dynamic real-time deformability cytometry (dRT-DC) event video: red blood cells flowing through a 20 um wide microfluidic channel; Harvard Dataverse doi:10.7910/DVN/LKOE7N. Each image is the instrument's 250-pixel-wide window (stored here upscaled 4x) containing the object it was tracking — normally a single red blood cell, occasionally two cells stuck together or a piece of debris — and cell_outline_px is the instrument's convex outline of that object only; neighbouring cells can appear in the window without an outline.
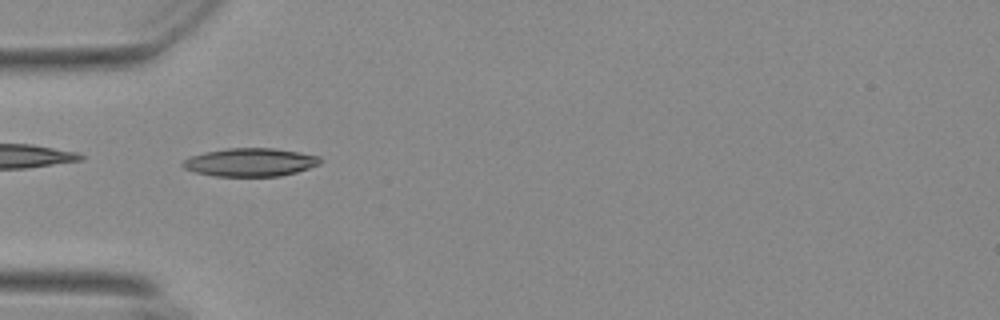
{"species": "Egyptian fruit bat (a non-hibernating species)", "species_latin": "Rousettus aegyptiacus", "temperature_condition": "warm", "stored_images_in_passage": 39, "camera_frame_rate_fps": 3000, "um_per_image_px": 0.085, "animal": {"sex": "female"}, "frame": {"image": 1, "passage_image": 1, "time_ms": 0.0, "image_size_px": [1000, 320], "cell_outline_px": [[320, 164], [296, 172], [280, 176], [216, 176], [196, 172], [184, 168], [180, 164], [184, 160], [192, 156], [204, 152], [228, 148], [276, 148], [300, 152], [320, 156]], "centroid_in_image_um": [21.28, 13.78], "position_along_channel_um": 63.7, "area_um2": 22.54}}
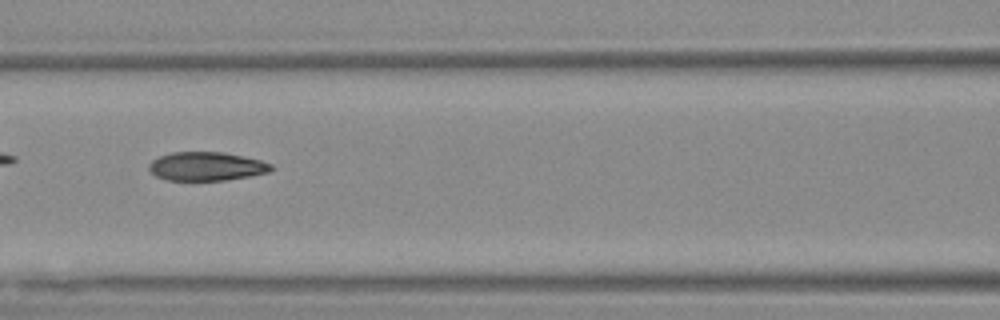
{"frame": {"image": 2, "passage_image": 8, "time_ms": 2.333, "image_size_px": [1000, 320], "cell_outline_px": [[276, 168], [268, 172], [248, 176], [224, 180], [168, 180], [156, 176], [148, 168], [148, 164], [152, 160], [160, 156], [172, 152], [224, 152], [244, 156], [260, 160], [272, 164]], "centroid_in_image_um": [17.56, 14.13], "position_along_channel_um": 149.0, "area_um2": 20.4}}
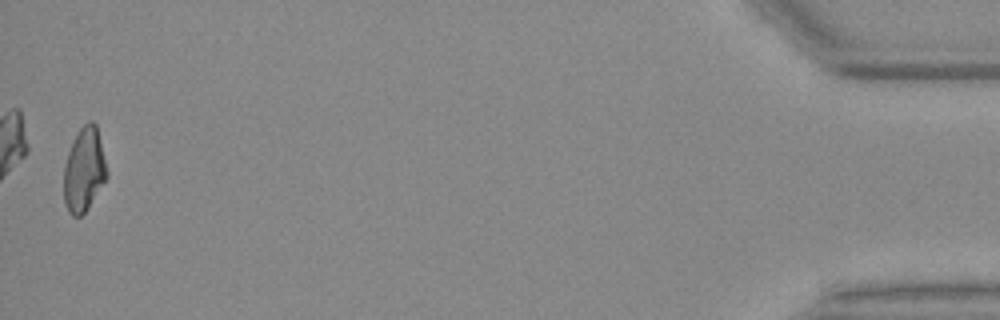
{"frame": {"image": 3, "passage_image": 38, "time_ms": 12.333, "image_size_px": [1000, 320], "cell_outline_px": [[108, 176], [84, 212], [80, 216], [72, 216], [68, 212], [64, 204], [64, 164], [68, 152], [80, 128], [88, 120], [92, 120], [96, 124], [108, 172]], "centroid_in_image_um": [7.14, 14.43], "position_along_channel_um": 428.1, "area_um2": 20.81}, "authors_computed_cell_mechanics": {"area_um2": 21.2126, "velocity_mm_per_s": 3.7084, "shape_relaxation_time_tau1_ms": 6.5251, "shape_relaxation_time_tau2_ms": 1.3297, "deformation_change_tau1": 0.2263, "deformation_change_tau2": 0.0713}}